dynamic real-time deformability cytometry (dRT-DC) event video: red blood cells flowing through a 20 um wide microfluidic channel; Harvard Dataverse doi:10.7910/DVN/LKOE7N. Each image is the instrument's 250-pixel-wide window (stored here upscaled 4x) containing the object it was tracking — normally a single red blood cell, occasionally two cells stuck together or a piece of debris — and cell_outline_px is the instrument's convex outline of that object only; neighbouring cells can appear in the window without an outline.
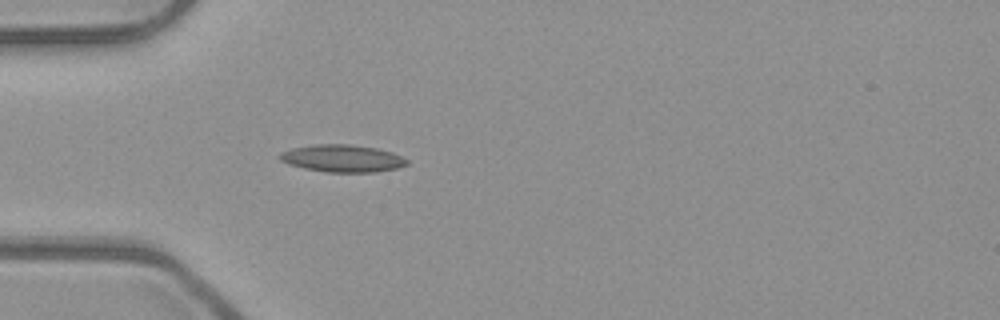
{"species": "common noctule bat (a hibernating species)", "species_latin": "Nyctalus noctula", "temperature_condition": "room temperature", "stored_images_in_passage": 5, "camera_frame_rate_fps": 3000, "um_per_image_px": 0.085, "animal": {"sex": "male", "body_mass_g": 23.1, "forearm_length_mm": 52.7}, "frame": {"image": 1, "passage_image": 4, "time_ms": 1.0, "image_size_px": [1000, 320], "cell_outline_px": [[408, 164], [396, 168], [376, 172], [324, 172], [304, 168], [288, 164], [280, 160], [280, 152], [292, 148], [312, 144], [348, 144], [376, 148], [392, 152], [408, 160]], "centroid_in_image_um": [29.08, 13.46], "position_along_channel_um": 55.9, "area_um2": 20.23}}